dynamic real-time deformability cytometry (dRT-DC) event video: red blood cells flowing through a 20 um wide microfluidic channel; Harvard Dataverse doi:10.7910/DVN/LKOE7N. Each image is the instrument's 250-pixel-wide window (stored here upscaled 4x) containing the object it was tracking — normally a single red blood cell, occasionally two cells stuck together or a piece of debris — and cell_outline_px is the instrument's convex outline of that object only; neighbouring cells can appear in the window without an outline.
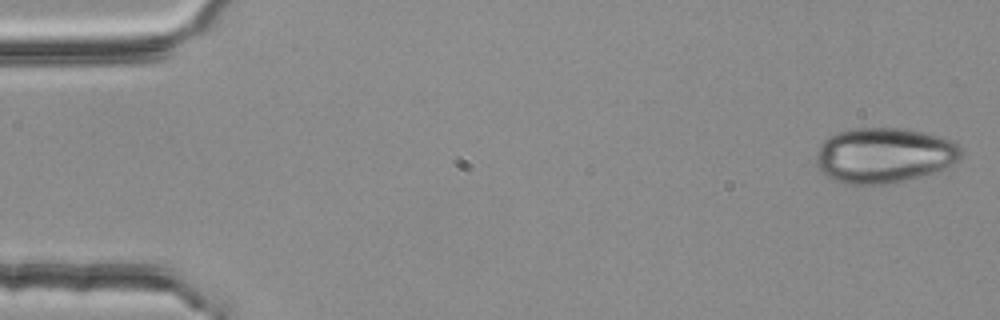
{"species": "common noctule bat (a hibernating species)", "species_latin": "Nyctalus noctula", "temperature_condition": "room temperature", "stored_images_in_passage": 4, "camera_frame_rate_fps": 3000, "um_per_image_px": 0.085, "animal": {"sex": "female", "body_mass_g": 25.1}, "frame": {"image": 1, "passage_image": 1, "time_ms": 0.0, "image_size_px": [1000, 320], "cell_outline_px": [[960, 156], [952, 164], [940, 172], [888, 184], [844, 184], [832, 180], [820, 172], [816, 164], [816, 152], [820, 144], [824, 140], [840, 132], [852, 128], [896, 128], [920, 132], [940, 136], [952, 140], [960, 148]], "centroid_in_image_um": [75.12, 13.22], "position_along_channel_um": 9.9, "area_um2": 46.82}}